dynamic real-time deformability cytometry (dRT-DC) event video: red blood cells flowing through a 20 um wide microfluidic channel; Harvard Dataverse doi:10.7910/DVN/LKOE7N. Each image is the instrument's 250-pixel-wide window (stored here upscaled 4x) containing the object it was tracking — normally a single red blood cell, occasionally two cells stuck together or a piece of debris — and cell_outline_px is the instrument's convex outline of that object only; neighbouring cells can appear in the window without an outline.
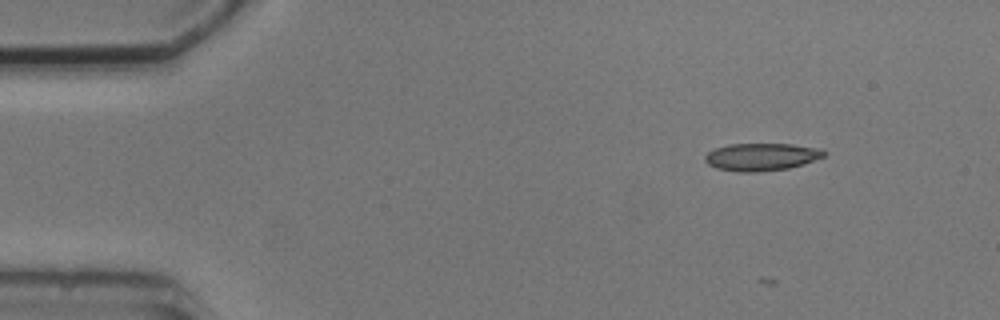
{"species": "common noctule bat (a hibernating species)", "species_latin": "Nyctalus noctula", "temperature_condition": "cold", "stored_images_in_passage": 3, "camera_frame_rate_fps": 3000, "um_per_image_px": 0.085, "animal": {"sex": "male", "body_mass_g": 20.5, "forearm_length_mm": 52.5}, "frame": {"image": 1, "passage_image": 1, "time_ms": 0.0, "image_size_px": [1000, 320], "cell_outline_px": [[828, 152], [824, 156], [804, 164], [788, 168], [756, 172], [736, 172], [716, 168], [708, 164], [704, 160], [704, 156], [708, 152], [716, 148], [728, 144], [792, 144], [824, 148]], "centroid_in_image_um": [64.75, 13.33], "position_along_channel_um": 20.3, "area_um2": 19.31}}